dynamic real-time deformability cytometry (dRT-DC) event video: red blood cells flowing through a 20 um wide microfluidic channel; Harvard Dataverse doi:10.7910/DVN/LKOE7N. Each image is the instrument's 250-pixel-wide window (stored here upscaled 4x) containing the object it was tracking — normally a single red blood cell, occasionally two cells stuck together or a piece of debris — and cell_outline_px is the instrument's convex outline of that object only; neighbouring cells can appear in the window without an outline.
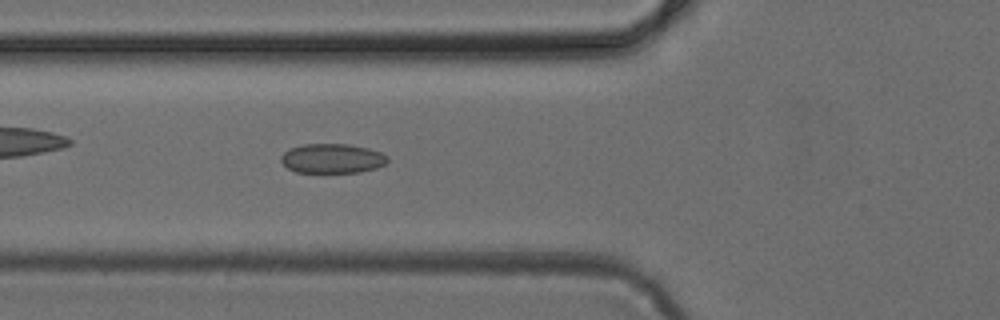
{"species": "common noctule bat (a hibernating species)", "species_latin": "Nyctalus noctula", "temperature_condition": "cold", "stored_images_in_passage": 48, "camera_frame_rate_fps": 3000, "um_per_image_px": 0.085, "animal": {"sex": "female", "body_mass_g": 24.6, "forearm_length_mm": 56.2}, "frame": {"image": 1, "passage_image": 17, "time_ms": 5.333, "image_size_px": [1000, 320], "cell_outline_px": [[388, 160], [384, 164], [376, 168], [360, 172], [296, 172], [288, 168], [280, 160], [280, 156], [288, 148], [304, 144], [348, 144], [368, 148], [380, 152], [388, 156]], "centroid_in_image_um": [28.22, 13.46], "position_along_channel_um": 97.6, "area_um2": 18.32}}
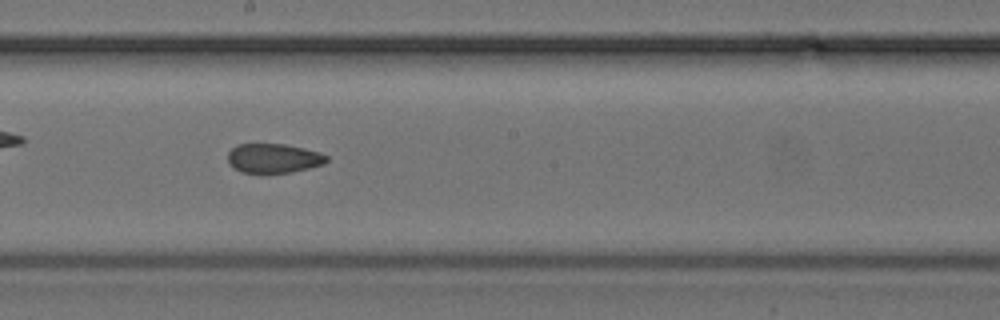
{"frame": {"image": 2, "passage_image": 26, "time_ms": 8.333, "image_size_px": [1000, 320], "cell_outline_px": [[328, 160], [324, 164], [292, 172], [240, 172], [228, 164], [228, 152], [236, 144], [284, 144], [304, 148], [320, 152], [328, 156]], "centroid_in_image_um": [23.25, 13.44], "position_along_channel_um": 225.0, "area_um2": 16.88}}
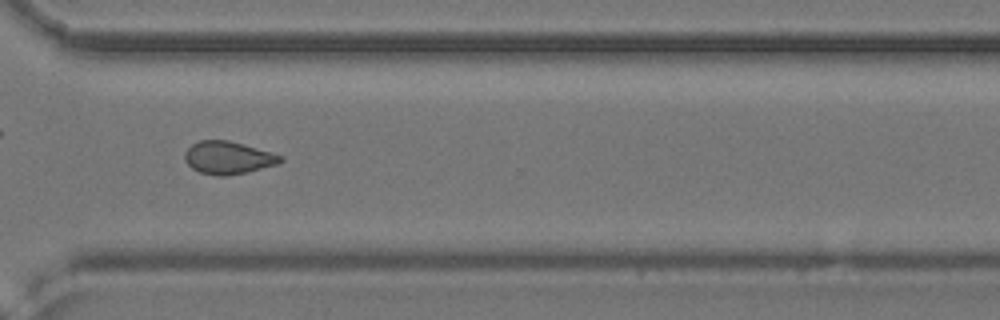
{"frame": {"image": 3, "passage_image": 35, "time_ms": 11.333, "image_size_px": [1000, 320], "cell_outline_px": [[284, 160], [276, 164], [228, 176], [220, 176], [200, 172], [192, 168], [184, 160], [184, 152], [192, 144], [200, 140], [228, 140], [272, 152], [284, 156]], "centroid_in_image_um": [19.37, 13.39], "position_along_channel_um": 351.2, "area_um2": 18.09}}